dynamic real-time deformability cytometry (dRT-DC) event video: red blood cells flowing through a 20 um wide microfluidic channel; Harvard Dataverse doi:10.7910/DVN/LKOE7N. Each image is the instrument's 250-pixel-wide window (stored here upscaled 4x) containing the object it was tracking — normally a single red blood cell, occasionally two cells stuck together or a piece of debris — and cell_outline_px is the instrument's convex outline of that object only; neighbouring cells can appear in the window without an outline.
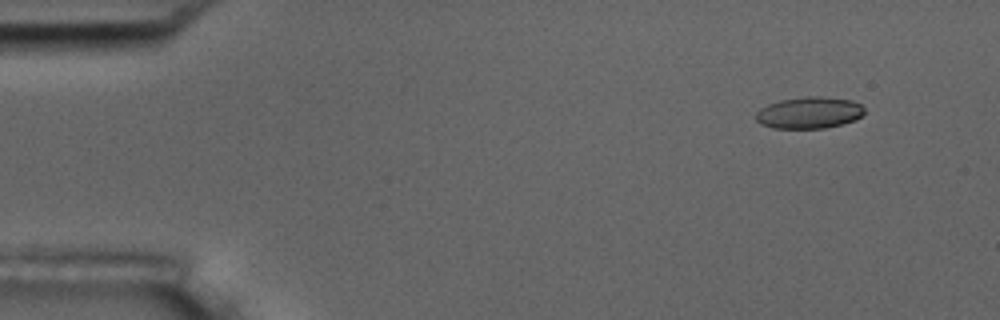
{"species": "common noctule bat (a hibernating species)", "species_latin": "Nyctalus noctula", "temperature_condition": "room temperature", "stored_images_in_passage": 5, "camera_frame_rate_fps": 3000, "um_per_image_px": 0.085, "animal": {"sex": "male", "body_mass_g": 17.5, "forearm_length_mm": 52.3}, "frame": {"image": 1, "passage_image": 1, "time_ms": 0.0, "image_size_px": [1000, 320], "cell_outline_px": [[864, 112], [856, 120], [844, 124], [824, 128], [772, 128], [760, 124], [756, 120], [756, 112], [760, 108], [768, 104], [780, 100], [804, 96], [820, 96], [852, 100], [860, 104], [864, 108]], "centroid_in_image_um": [68.77, 9.58], "position_along_channel_um": 16.2, "area_um2": 20.17}}
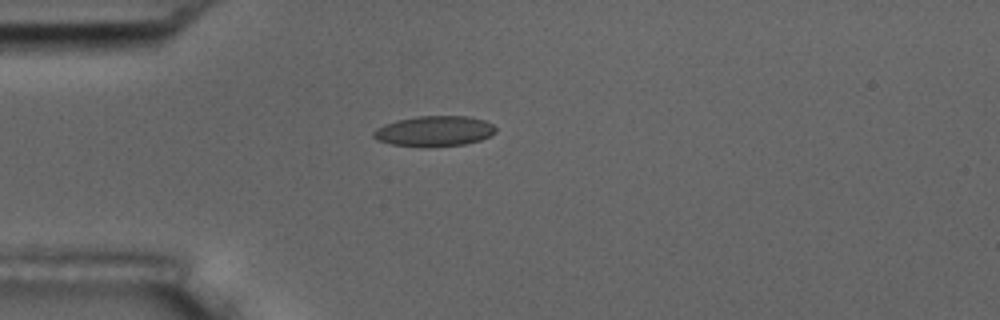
{"frame": {"image": 2, "passage_image": 4, "time_ms": 3.333, "image_size_px": [1000, 320], "cell_outline_px": [[496, 132], [480, 140], [464, 144], [428, 148], [392, 144], [376, 140], [372, 136], [372, 132], [376, 128], [384, 124], [396, 120], [420, 116], [468, 116], [484, 120], [492, 124], [496, 128]], "centroid_in_image_um": [36.88, 11.15], "position_along_channel_um": 48.1, "area_um2": 21.85}}